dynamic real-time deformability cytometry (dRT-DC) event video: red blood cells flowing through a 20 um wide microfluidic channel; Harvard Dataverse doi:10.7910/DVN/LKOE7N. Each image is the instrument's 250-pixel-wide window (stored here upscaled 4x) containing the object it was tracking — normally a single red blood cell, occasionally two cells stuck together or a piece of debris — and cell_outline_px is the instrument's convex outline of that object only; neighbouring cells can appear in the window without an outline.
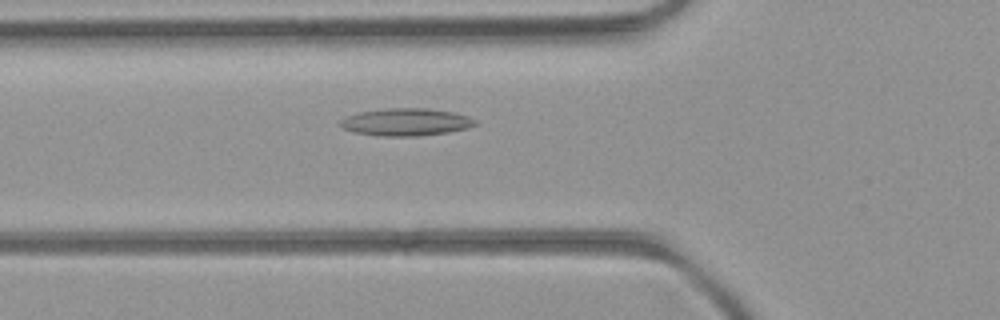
{"species": "common noctule bat (a hibernating species)", "species_latin": "Nyctalus noctula", "temperature_condition": "room temperature", "stored_images_in_passage": 49, "camera_frame_rate_fps": 3000, "um_per_image_px": 0.085, "animal": {"sex": "female", "body_mass_g": 21.9}, "frame": {"image": 1, "passage_image": 17, "time_ms": 5.333, "image_size_px": [1000, 320], "cell_outline_px": [[476, 124], [468, 128], [448, 132], [416, 136], [380, 136], [356, 132], [344, 128], [340, 124], [340, 120], [348, 116], [360, 112], [384, 108], [424, 108], [452, 112], [468, 116], [476, 120]], "centroid_in_image_um": [34.53, 10.37], "position_along_channel_um": 91.3, "area_um2": 21.33}}
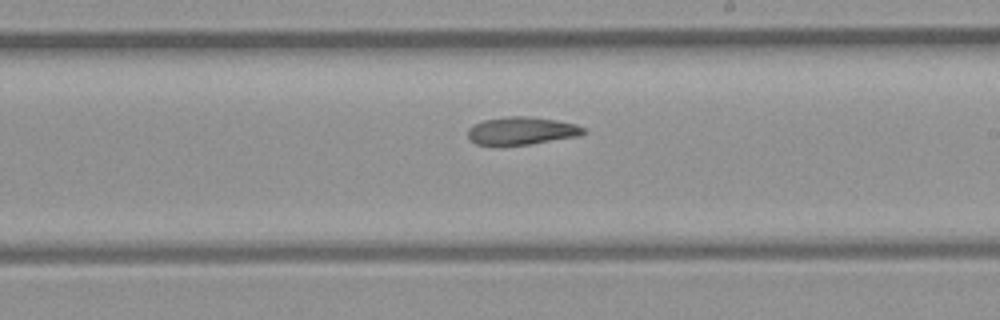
{"frame": {"image": 2, "passage_image": 28, "time_ms": 9.0, "image_size_px": [1000, 320], "cell_outline_px": [[588, 132], [576, 136], [528, 144], [476, 144], [468, 136], [468, 128], [472, 124], [484, 120], [504, 116], [528, 116], [556, 120], [576, 124], [584, 128]], "centroid_in_image_um": [44.33, 11.09], "position_along_channel_um": 244.7, "area_um2": 18.44}}
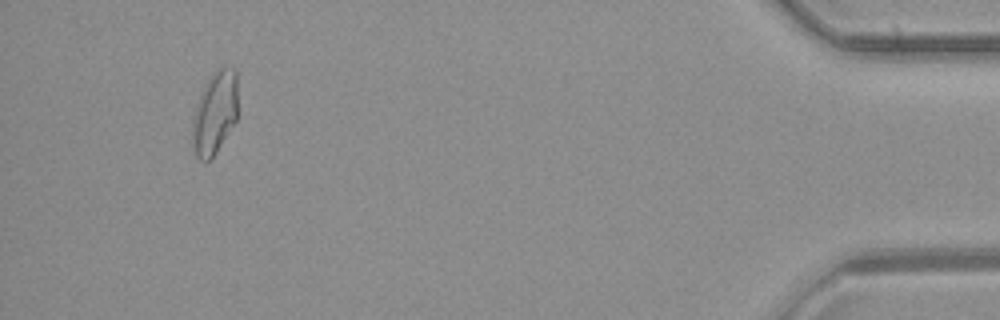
{"frame": {"image": 3, "passage_image": 46, "time_ms": 15.0, "image_size_px": [1000, 320], "cell_outline_px": [[236, 120], [216, 152], [208, 160], [200, 160], [196, 156], [192, 144], [192, 128], [196, 108], [200, 96], [212, 72], [220, 64], [224, 64], [236, 68]], "centroid_in_image_um": [18.27, 9.53], "position_along_channel_um": 416.9, "area_um2": 21.68}, "authors_computed_cell_mechanics": {"area_um2": 20.23, "velocity_mm_per_s": 4.1564, "shape_relaxation_time_tau1_ms": null, "shape_relaxation_time_tau2_ms": 7.9932, "deformation_change_tau1": null, "deformation_change_tau2": 0.1731}}